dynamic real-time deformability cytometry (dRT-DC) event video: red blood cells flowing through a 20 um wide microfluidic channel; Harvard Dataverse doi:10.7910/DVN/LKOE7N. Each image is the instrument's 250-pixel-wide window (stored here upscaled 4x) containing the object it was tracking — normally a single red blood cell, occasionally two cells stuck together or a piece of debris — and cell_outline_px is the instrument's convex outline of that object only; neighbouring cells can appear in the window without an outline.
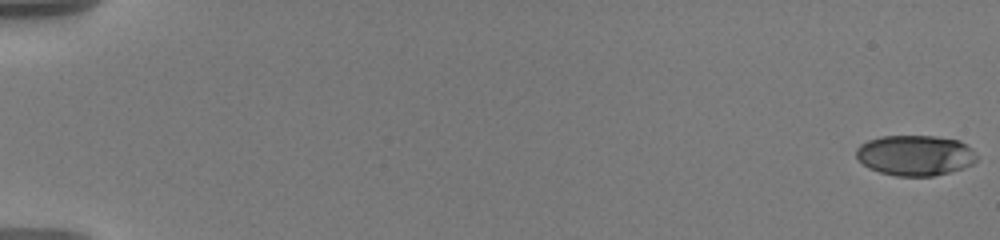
{"species": "human", "species_latin": "Homo sapiens", "temperature_condition": "warm", "stored_images_in_passage": 22, "camera_frame_rate_fps": 3000, "um_per_image_px": 0.085, "donor": {"sex": "male"}, "frame": {"image": 1, "passage_image": 1, "time_ms": 0.0, "image_size_px": [1000, 240], "cell_outline_px": [[980, 156], [972, 164], [948, 172], [932, 176], [896, 176], [880, 172], [868, 168], [856, 156], [856, 148], [860, 144], [868, 140], [880, 136], [936, 136], [960, 140], [972, 148]], "centroid_in_image_um": [77.8, 13.19], "position_along_channel_um": 7.2, "area_um2": 28.55}}
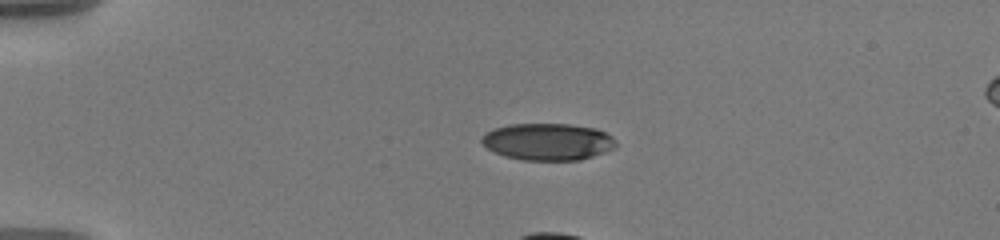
{"frame": {"image": 2, "passage_image": 15, "time_ms": 4.667, "image_size_px": [1000, 240], "cell_outline_px": [[616, 144], [612, 148], [604, 152], [580, 160], [524, 160], [504, 156], [488, 148], [480, 140], [480, 136], [484, 132], [492, 128], [508, 124], [568, 124], [596, 128], [612, 136], [616, 140]], "centroid_in_image_um": [46.52, 12.03], "position_along_channel_um": 38.5, "area_um2": 28.96}}